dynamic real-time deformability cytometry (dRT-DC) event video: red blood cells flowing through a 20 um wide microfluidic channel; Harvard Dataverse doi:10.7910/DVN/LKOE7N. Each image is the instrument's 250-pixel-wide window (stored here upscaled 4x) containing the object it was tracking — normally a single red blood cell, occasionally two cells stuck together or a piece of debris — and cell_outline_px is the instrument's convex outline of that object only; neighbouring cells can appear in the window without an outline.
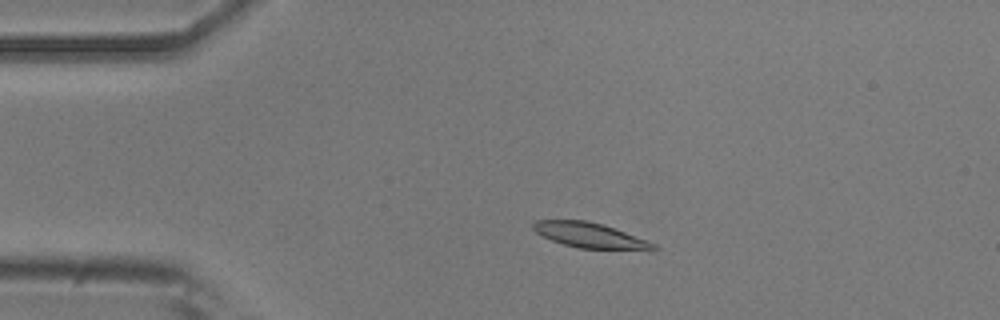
{"species": "common noctule bat (a hibernating species)", "species_latin": "Nyctalus noctula", "temperature_condition": "room temperature", "stored_images_in_passage": 49, "camera_frame_rate_fps": 3000, "um_per_image_px": 0.085, "animal": {"sex": "male", "body_mass_g": 20.5, "forearm_length_mm": 52.5}, "frame": {"image": 1, "passage_image": 7, "time_ms": 2.0, "image_size_px": [1000, 320], "cell_outline_px": [[660, 248], [652, 252], [648, 252], [580, 248], [564, 244], [552, 240], [536, 232], [532, 228], [532, 220], [588, 220], [604, 224], [648, 240], [656, 244]], "centroid_in_image_um": [50.3, 20.03], "position_along_channel_um": 34.7, "area_um2": 18.38}}
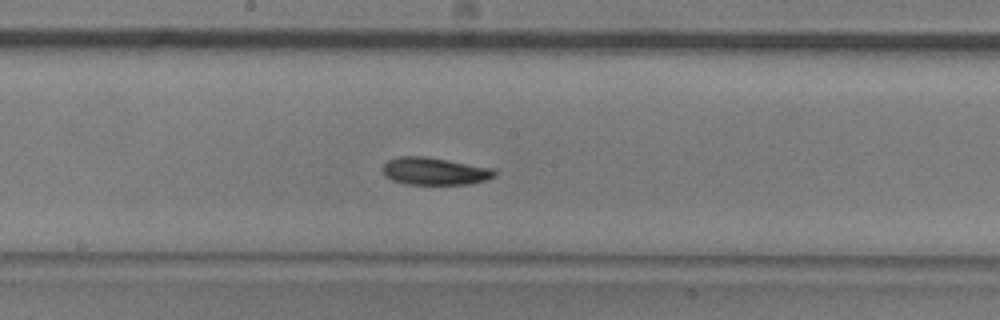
{"frame": {"image": 2, "passage_image": 24, "time_ms": 7.667, "image_size_px": [1000, 320], "cell_outline_px": [[496, 176], [472, 184], [404, 184], [392, 180], [384, 176], [384, 164], [388, 160], [400, 156], [428, 156], [496, 168]], "centroid_in_image_um": [36.99, 14.54], "position_along_channel_um": 211.2, "area_um2": 18.15}}
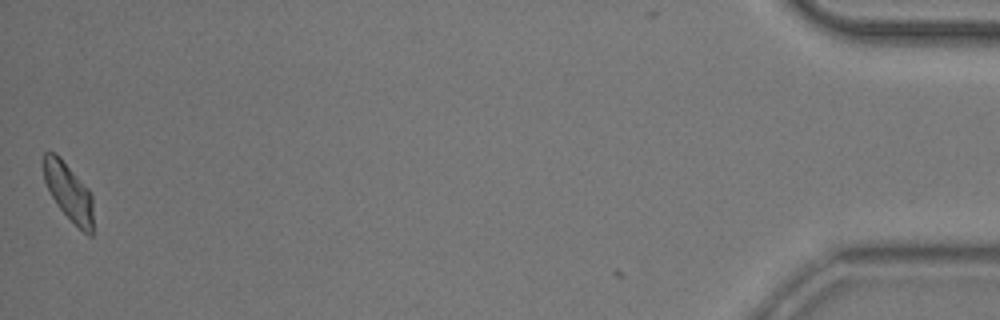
{"frame": {"image": 3, "passage_image": 49, "time_ms": 16.0, "image_size_px": [1000, 320], "cell_outline_px": [[92, 236], [88, 236], [56, 204], [44, 180], [40, 160], [44, 152], [56, 152], [60, 156], [88, 188], [92, 196]], "centroid_in_image_um": [5.79, 16.22], "position_along_channel_um": 429.4, "area_um2": 16.76}, "authors_computed_cell_mechanics": {"area_um2": 17.918, "velocity_mm_per_s": 3.7764, "shape_relaxation_time_tau1_ms": 3.5317, "shape_relaxation_time_tau2_ms": null, "deformation_change_tau1": 0.1232, "deformation_change_tau2": null}}